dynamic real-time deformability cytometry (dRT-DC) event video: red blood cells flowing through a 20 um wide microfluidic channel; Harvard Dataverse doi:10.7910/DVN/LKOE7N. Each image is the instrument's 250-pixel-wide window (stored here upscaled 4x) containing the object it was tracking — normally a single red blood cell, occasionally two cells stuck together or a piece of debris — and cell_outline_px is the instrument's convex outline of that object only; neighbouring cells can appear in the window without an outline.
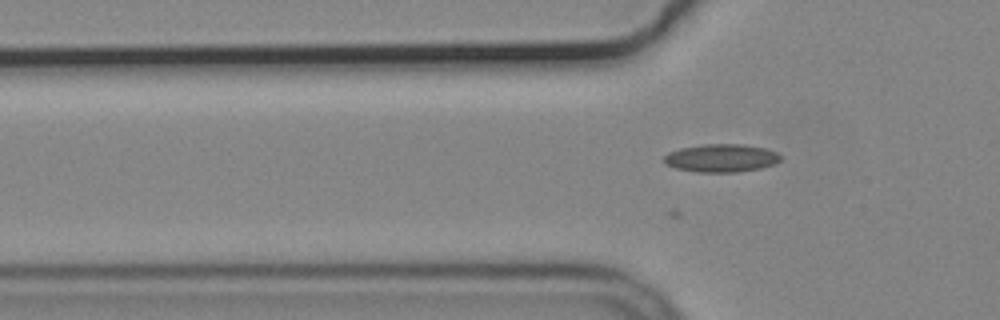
{"species": "common noctule bat (a hibernating species)", "species_latin": "Nyctalus noctula", "temperature_condition": "cold", "stored_images_in_passage": 25, "camera_frame_rate_fps": 3000, "um_per_image_px": 0.085, "animal": {"sex": "male", "body_mass_g": 19.2, "forearm_length_mm": 51.8}, "frame": {"image": 1, "passage_image": 3, "time_ms": 0.667, "image_size_px": [1000, 320], "cell_outline_px": [[780, 160], [772, 164], [760, 168], [736, 172], [696, 172], [676, 168], [664, 164], [664, 156], [668, 152], [680, 148], [704, 144], [744, 144], [764, 148], [776, 152], [780, 156]], "centroid_in_image_um": [61.26, 13.43], "position_along_channel_um": 64.5, "area_um2": 18.96}}
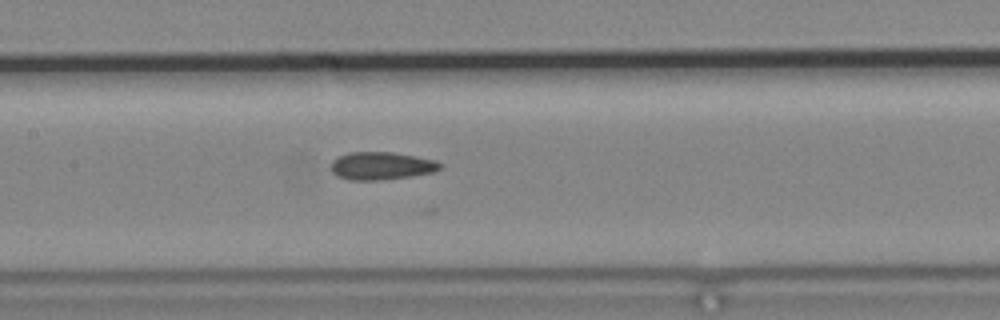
{"frame": {"image": 2, "passage_image": 12, "time_ms": 3.667, "image_size_px": [1000, 320], "cell_outline_px": [[444, 164], [440, 168], [432, 172], [412, 176], [380, 180], [348, 180], [336, 176], [332, 172], [332, 160], [348, 152], [392, 152], [436, 160]], "centroid_in_image_um": [32.41, 14.1], "position_along_channel_um": 175.0, "area_um2": 17.69}}
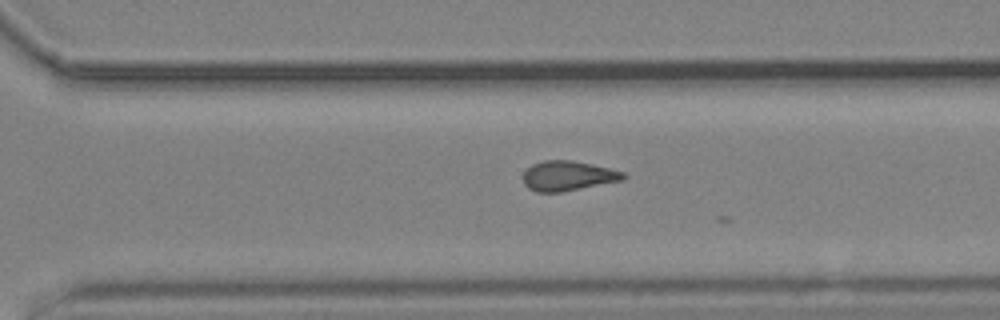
{"frame": {"image": 3, "passage_image": 24, "time_ms": 7.667, "image_size_px": [1000, 320], "cell_outline_px": [[628, 176], [624, 180], [560, 192], [536, 192], [528, 188], [524, 184], [524, 172], [532, 164], [544, 160], [572, 160], [592, 164], [624, 172]], "centroid_in_image_um": [48.29, 14.94], "position_along_channel_um": 322.3, "area_um2": 17.4}}